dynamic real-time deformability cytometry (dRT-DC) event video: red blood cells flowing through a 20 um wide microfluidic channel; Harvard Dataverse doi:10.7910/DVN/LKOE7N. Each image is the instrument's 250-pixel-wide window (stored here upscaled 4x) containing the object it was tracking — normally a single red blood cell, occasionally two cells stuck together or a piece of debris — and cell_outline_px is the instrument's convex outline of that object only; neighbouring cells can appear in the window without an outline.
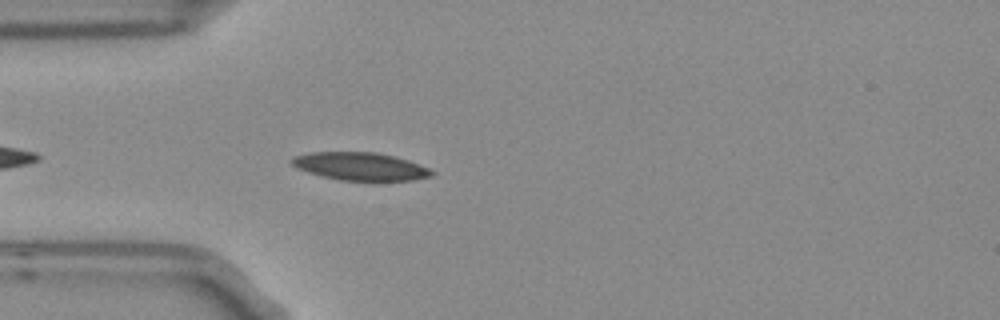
{"species": "Egyptian fruit bat (a non-hibernating species)", "species_latin": "Rousettus aegyptiacus", "temperature_condition": "room temperature", "stored_images_in_passage": 4, "camera_frame_rate_fps": 3000, "um_per_image_px": 0.085, "frame": {"image": 1, "passage_image": 4, "time_ms": 1.0, "image_size_px": [1000, 320], "cell_outline_px": [[436, 172], [432, 176], [412, 180], [376, 184], [340, 180], [320, 176], [296, 168], [288, 160], [296, 156], [312, 152], [376, 152], [408, 160], [428, 168]], "centroid_in_image_um": [30.66, 14.2], "position_along_channel_um": 54.3, "area_um2": 23.64}}